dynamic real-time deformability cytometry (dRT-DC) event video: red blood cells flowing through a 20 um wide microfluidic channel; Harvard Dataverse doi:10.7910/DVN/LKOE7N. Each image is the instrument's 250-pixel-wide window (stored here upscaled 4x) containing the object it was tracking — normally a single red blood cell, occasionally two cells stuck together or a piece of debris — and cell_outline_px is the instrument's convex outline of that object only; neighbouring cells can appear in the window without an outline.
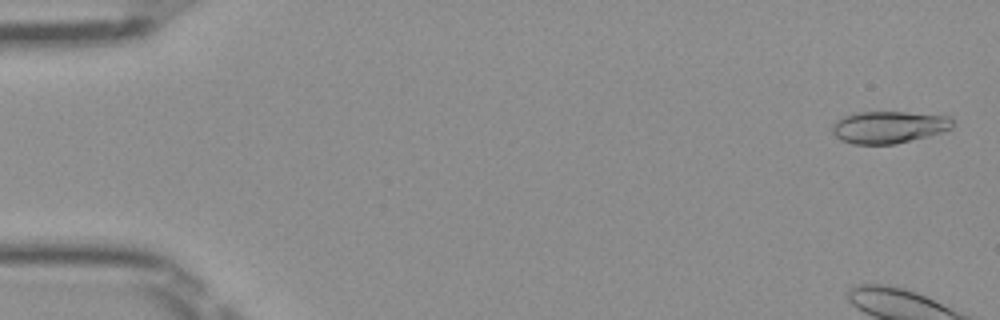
{"species": "Egyptian fruit bat (a non-hibernating species)", "species_latin": "Rousettus aegyptiacus", "temperature_condition": "room temperature", "stored_images_in_passage": 53, "camera_frame_rate_fps": 3000, "um_per_image_px": 0.085, "frame": {"image": 1, "passage_image": 2, "time_ms": 0.333, "image_size_px": [1000, 320], "cell_outline_px": [[952, 128], [940, 132], [896, 144], [852, 144], [840, 140], [832, 132], [832, 124], [836, 120], [844, 116], [856, 112], [904, 112], [948, 116], [952, 120]], "centroid_in_image_um": [75.48, 10.8], "position_along_channel_um": 9.5, "area_um2": 22.37}}
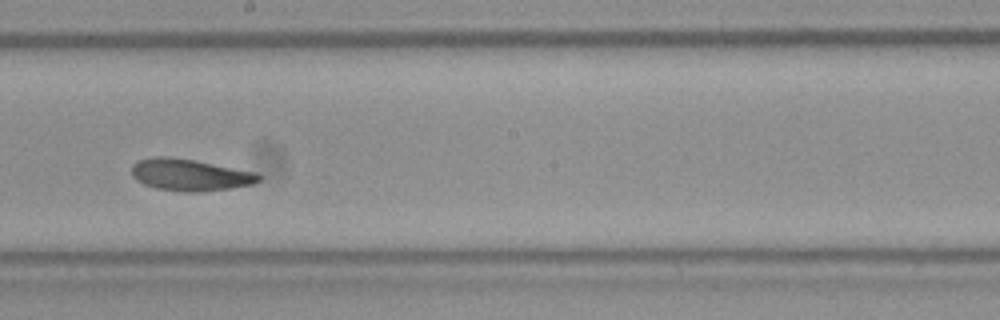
{"frame": {"image": 2, "passage_image": 31, "time_ms": 10.0, "image_size_px": [1000, 320], "cell_outline_px": [[264, 176], [260, 180], [252, 184], [232, 188], [200, 192], [184, 192], [156, 188], [144, 184], [136, 180], [132, 176], [132, 164], [136, 160], [156, 156], [168, 156], [192, 160], [256, 172]], "centroid_in_image_um": [16.13, 14.87], "position_along_channel_um": 232.1, "area_um2": 23.64}}
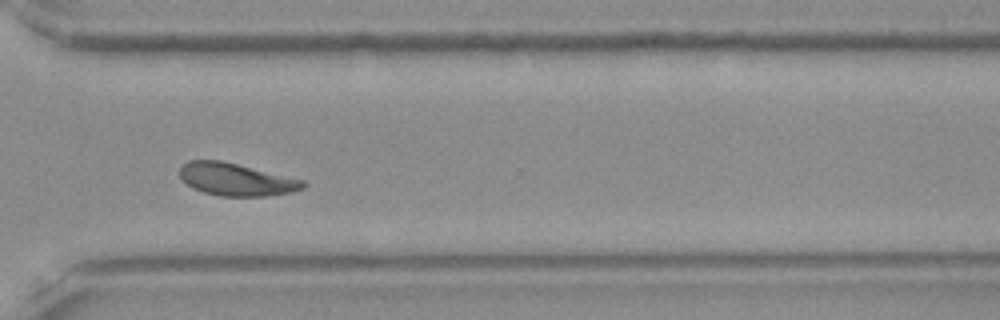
{"frame": {"image": 3, "passage_image": 40, "time_ms": 13.0, "image_size_px": [1000, 320], "cell_outline_px": [[308, 184], [304, 188], [292, 192], [264, 196], [220, 196], [204, 192], [192, 188], [180, 176], [180, 168], [188, 160], [220, 160], [304, 180]], "centroid_in_image_um": [20.09, 15.26], "position_along_channel_um": 350.5, "area_um2": 23.18}, "authors_computed_cell_mechanics": {"area_um2": 23.5246, "velocity_mm_per_s": 3.9506, "shape_relaxation_time_tau1_ms": 2.7247, "shape_relaxation_time_tau2_ms": 2.4237, "deformation_change_tau1": 0.0976, "deformation_change_tau2": 0.0725}}